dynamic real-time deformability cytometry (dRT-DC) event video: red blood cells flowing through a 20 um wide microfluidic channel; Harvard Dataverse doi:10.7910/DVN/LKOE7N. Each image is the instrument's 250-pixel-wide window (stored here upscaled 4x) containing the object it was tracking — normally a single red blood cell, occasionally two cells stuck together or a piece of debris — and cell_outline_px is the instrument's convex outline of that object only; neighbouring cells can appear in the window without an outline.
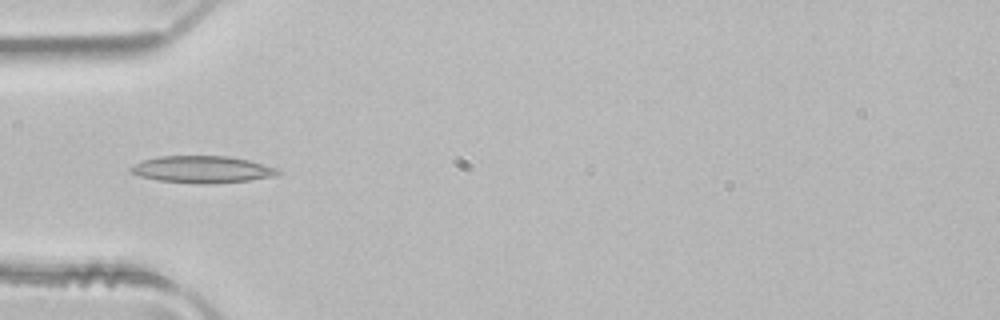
{"species": "common noctule bat (a hibernating species)", "species_latin": "Nyctalus noctula", "temperature_condition": "room temperature", "stored_images_in_passage": 4, "camera_frame_rate_fps": 3000, "um_per_image_px": 0.085, "animal": {"sex": "male", "body_mass_g": 21.5, "forearm_length_mm": 52.0}, "frame": {"image": 1, "passage_image": 4, "time_ms": 1.0, "image_size_px": [1000, 320], "cell_outline_px": [[280, 172], [272, 176], [248, 180], [200, 184], [160, 180], [140, 176], [132, 172], [128, 168], [132, 164], [144, 160], [160, 156], [228, 156], [248, 160], [276, 168]], "centroid_in_image_um": [17.13, 14.39], "position_along_channel_um": 67.9, "area_um2": 22.66}}